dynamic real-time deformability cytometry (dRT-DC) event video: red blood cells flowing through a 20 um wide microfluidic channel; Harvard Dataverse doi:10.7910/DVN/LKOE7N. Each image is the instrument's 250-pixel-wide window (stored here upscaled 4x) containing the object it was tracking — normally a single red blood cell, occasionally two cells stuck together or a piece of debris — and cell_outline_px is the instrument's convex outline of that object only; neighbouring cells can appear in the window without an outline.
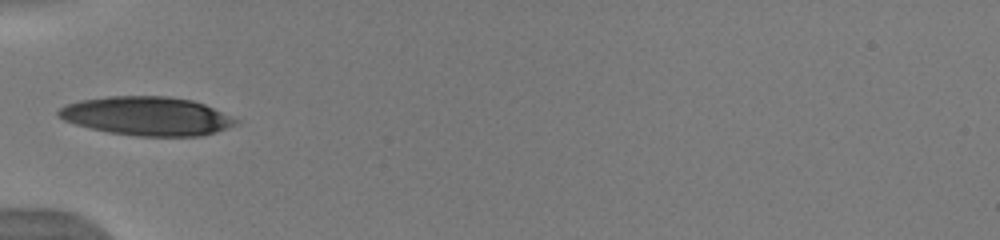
{"species": "human", "species_latin": "Homo sapiens", "temperature_condition": "warm", "stored_images_in_passage": 7, "camera_frame_rate_fps": 3000, "um_per_image_px": 0.085, "donor": {"sex": "male"}, "frame": {"image": 1, "passage_image": 7, "time_ms": 2.0, "image_size_px": [1000, 240], "cell_outline_px": [[240, 124], [216, 132], [200, 136], [136, 136], [108, 132], [88, 128], [64, 120], [56, 116], [56, 112], [64, 104], [80, 100], [108, 96], [168, 96], [192, 100], [204, 104], [240, 120]], "centroid_in_image_um": [12.48, 9.87], "position_along_channel_um": 72.5, "area_um2": 40.34}}